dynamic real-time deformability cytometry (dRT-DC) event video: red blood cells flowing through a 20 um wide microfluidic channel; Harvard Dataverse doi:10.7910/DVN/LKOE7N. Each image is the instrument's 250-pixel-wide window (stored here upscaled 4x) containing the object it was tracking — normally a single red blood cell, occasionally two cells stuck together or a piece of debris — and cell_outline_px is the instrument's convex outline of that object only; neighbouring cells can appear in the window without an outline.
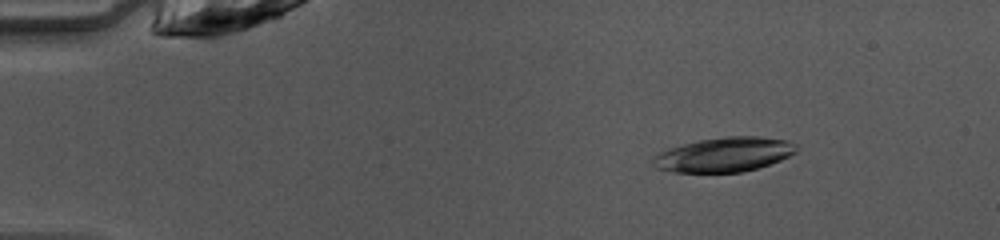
{"species": "common noctule bat (a hibernating species)", "species_latin": "Nyctalus noctula", "temperature_condition": "warm", "stored_images_in_passage": 46, "camera_frame_rate_fps": 3000, "um_per_image_px": 0.085, "animal": {"sex": "female", "body_mass_g": 10.0, "forearm_length_mm": 53.1}, "frame": {"image": 1, "passage_image": 5, "time_ms": 1.333, "image_size_px": [1000, 240], "cell_outline_px": [[792, 152], [788, 156], [780, 160], [756, 168], [740, 172], [676, 172], [660, 168], [660, 156], [664, 152], [688, 144], [704, 140], [736, 136], [752, 136], [784, 140]], "centroid_in_image_um": [61.63, 13.16], "position_along_channel_um": 23.4, "area_um2": 26.36}}
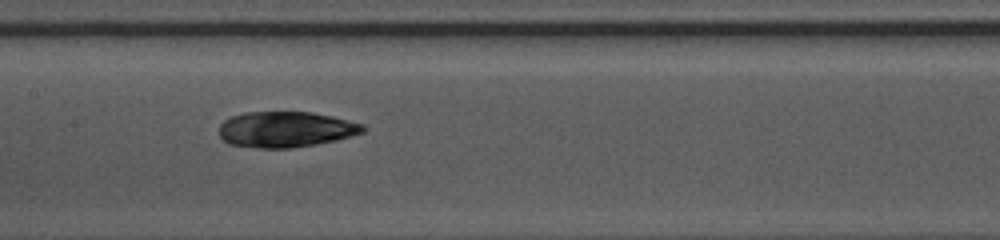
{"frame": {"image": 2, "passage_image": 22, "time_ms": 7.0, "image_size_px": [1000, 240], "cell_outline_px": [[364, 132], [332, 140], [312, 144], [288, 148], [260, 148], [232, 144], [224, 140], [220, 136], [220, 124], [224, 120], [232, 116], [248, 112], [308, 112], [328, 116], [360, 124], [364, 128]], "centroid_in_image_um": [24.2, 10.99], "position_along_channel_um": 183.2, "area_um2": 29.02}}
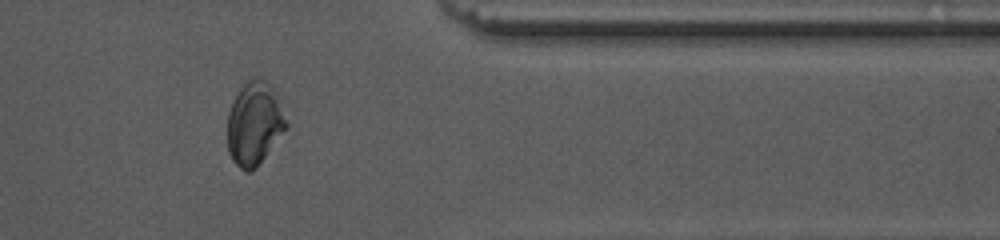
{"frame": {"image": 3, "passage_image": 38, "time_ms": 12.333, "image_size_px": [1000, 240], "cell_outline_px": [[288, 124], [256, 168], [248, 172], [244, 172], [232, 160], [228, 152], [228, 116], [232, 104], [236, 96], [244, 84], [252, 80], [272, 96]], "centroid_in_image_um": [21.52, 10.72], "position_along_channel_um": 389.9, "area_um2": 26.01}, "authors_computed_cell_mechanics": {"area_um2": 27.5128, "velocity_mm_per_s": 4.1089, "shape_relaxation_time_tau1_ms": 8.9536, "shape_relaxation_time_tau2_ms": 1.6322, "deformation_change_tau1": 0.2997, "deformation_change_tau2": 0.0467}}